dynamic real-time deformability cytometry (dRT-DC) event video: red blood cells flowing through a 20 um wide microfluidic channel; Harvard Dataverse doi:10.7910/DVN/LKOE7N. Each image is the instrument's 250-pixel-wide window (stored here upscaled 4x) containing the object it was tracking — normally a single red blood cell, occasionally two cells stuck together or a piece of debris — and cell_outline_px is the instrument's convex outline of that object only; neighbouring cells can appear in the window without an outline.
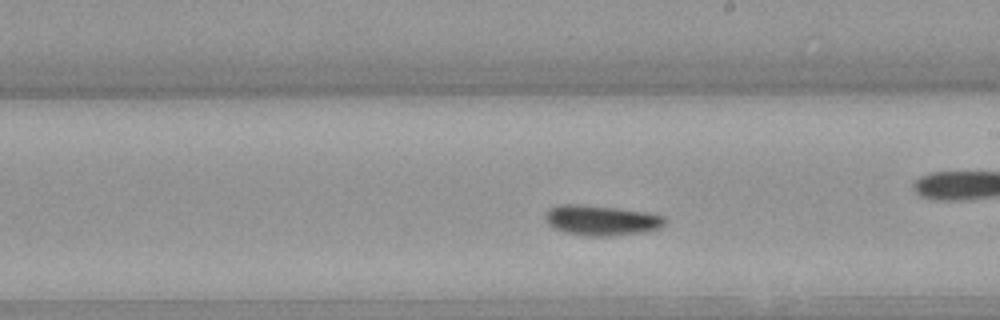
{"species": "Egyptian fruit bat (a non-hibernating species)", "species_latin": "Rousettus aegyptiacus", "temperature_condition": "warm", "stored_images_in_passage": 40, "camera_frame_rate_fps": 3000, "um_per_image_px": 0.085, "animal": {"sex": "female"}, "frame": {"image": 1, "passage_image": 23, "time_ms": 7.333, "image_size_px": [1000, 320], "cell_outline_px": [[668, 224], [660, 228], [644, 232], [612, 236], [584, 236], [564, 232], [552, 228], [544, 220], [544, 212], [548, 208], [556, 204], [580, 204], [616, 208], [648, 212], [664, 216]], "centroid_in_image_um": [51.08, 18.72], "position_along_channel_um": 237.9, "area_um2": 21.62}, "authors_computed_cell_mechanics": {"area_um2": 20.3456, "velocity_mm_per_s": 3.9474, "shape_relaxation_time_tau1_ms": 5.3487, "shape_relaxation_time_tau2_ms": null, "deformation_change_tau1": 0.1049, "deformation_change_tau2": null}}